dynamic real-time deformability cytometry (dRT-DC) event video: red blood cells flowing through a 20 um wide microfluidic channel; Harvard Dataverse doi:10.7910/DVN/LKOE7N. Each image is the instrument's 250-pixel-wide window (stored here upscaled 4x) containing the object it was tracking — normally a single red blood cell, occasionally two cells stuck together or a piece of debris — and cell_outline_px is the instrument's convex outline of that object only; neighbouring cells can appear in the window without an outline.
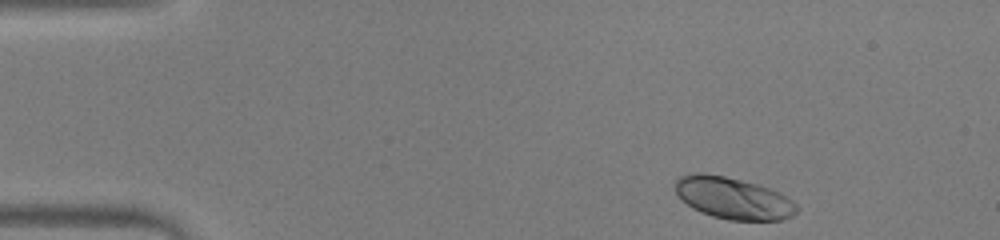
{"species": "human", "species_latin": "Homo sapiens", "temperature_condition": "warm", "stored_images_in_passage": 43, "camera_frame_rate_fps": 3000, "um_per_image_px": 0.085, "donor": {"sex": "male"}, "frame": {"image": 1, "passage_image": 1, "time_ms": 0.0, "image_size_px": [1000, 240], "cell_outline_px": [[800, 208], [792, 216], [780, 220], [728, 220], [712, 216], [692, 208], [680, 200], [676, 192], [676, 180], [680, 176], [696, 172], [700, 172], [724, 176], [756, 184], [780, 192], [792, 200]], "centroid_in_image_um": [62.31, 16.85], "position_along_channel_um": 22.7, "area_um2": 29.59}}
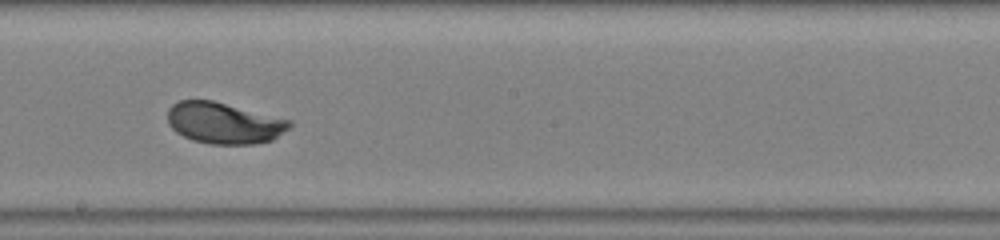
{"frame": {"image": 2, "passage_image": 22, "time_ms": 7.0, "image_size_px": [1000, 240], "cell_outline_px": [[292, 124], [288, 128], [272, 140], [252, 144], [212, 144], [192, 140], [176, 132], [168, 124], [168, 108], [172, 104], [180, 100], [212, 100], [292, 120]], "centroid_in_image_um": [19.02, 10.45], "position_along_channel_um": 229.2, "area_um2": 29.25}}
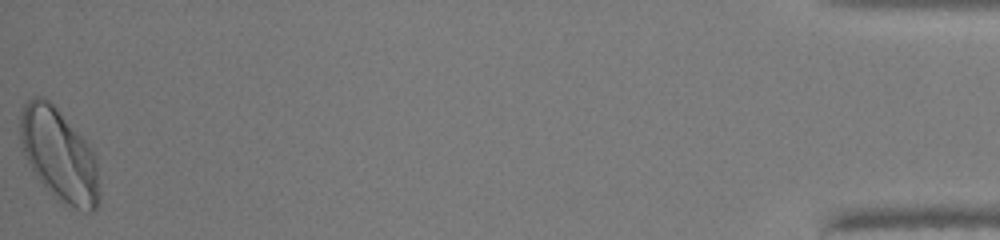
{"frame": {"image": 3, "passage_image": 43, "time_ms": 14.0, "image_size_px": [1000, 240], "cell_outline_px": [[100, 200], [96, 208], [92, 212], [84, 212], [60, 204], [52, 196], [36, 176], [24, 152], [20, 140], [20, 112], [24, 104], [28, 100], [36, 96], [40, 96], [48, 100], [56, 108], [88, 144], [96, 160], [100, 196]], "centroid_in_image_um": [5.03, 13.24], "position_along_channel_um": 430.2, "area_um2": 42.54}, "authors_computed_cell_mechanics": {"area_um2": 29.767, "velocity_mm_per_s": 4.2539, "shape_relaxation_time_tau1_ms": 1.9045, "shape_relaxation_time_tau2_ms": null, "deformation_change_tau1": 0.1537, "deformation_change_tau2": null}}